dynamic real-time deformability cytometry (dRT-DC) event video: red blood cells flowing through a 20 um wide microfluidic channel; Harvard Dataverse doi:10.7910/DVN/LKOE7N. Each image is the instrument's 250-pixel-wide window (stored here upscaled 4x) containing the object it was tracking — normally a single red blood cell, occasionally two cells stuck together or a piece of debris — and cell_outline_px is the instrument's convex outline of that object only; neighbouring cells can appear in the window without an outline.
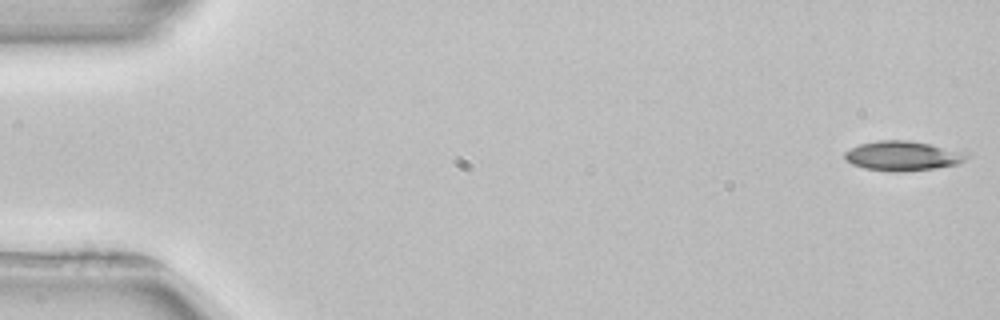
{"species": "common noctule bat (a hibernating species)", "species_latin": "Nyctalus noctula", "temperature_condition": "room temperature", "stored_images_in_passage": 52, "camera_frame_rate_fps": 3000, "um_per_image_px": 0.085, "animal": {"sex": "female", "body_mass_g": 22.7, "forearm_length_mm": 54.2}, "frame": {"image": 1, "passage_image": 1, "time_ms": 0.0, "image_size_px": [1000, 320], "cell_outline_px": [[972, 156], [956, 164], [936, 168], [900, 172], [864, 168], [852, 164], [844, 160], [844, 152], [860, 144], [880, 140], [908, 140], [968, 152]], "centroid_in_image_um": [76.74, 13.25], "position_along_channel_um": 8.3, "area_um2": 20.98}}
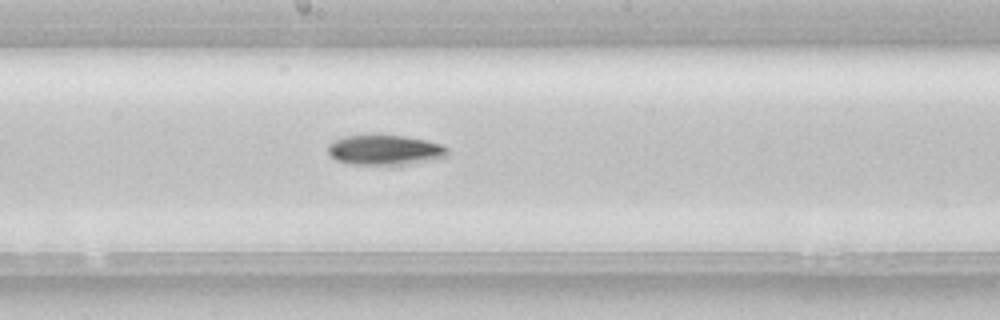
{"frame": {"image": 2, "passage_image": 28, "time_ms": 9.0, "image_size_px": [1000, 320], "cell_outline_px": [[448, 156], [432, 160], [412, 164], [348, 164], [336, 160], [328, 152], [328, 144], [344, 136], [404, 136], [424, 140], [440, 144], [448, 148]], "centroid_in_image_um": [32.73, 12.77], "position_along_channel_um": 215.5, "area_um2": 20.63}}
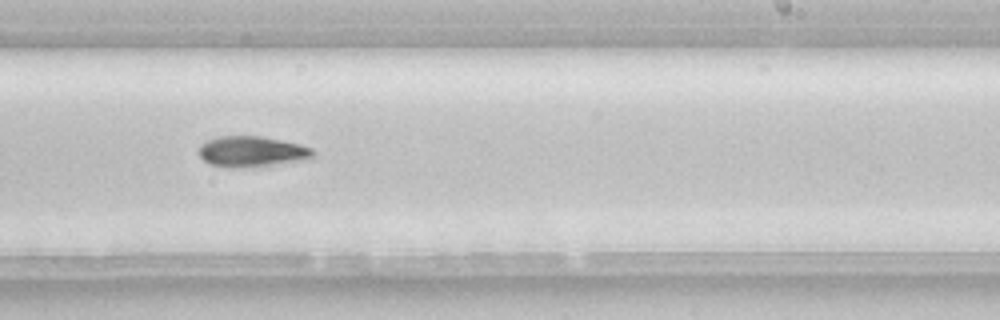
{"frame": {"image": 3, "passage_image": 32, "time_ms": 10.333, "image_size_px": [1000, 320], "cell_outline_px": [[316, 152], [308, 160], [244, 168], [228, 168], [208, 164], [196, 152], [200, 144], [208, 140], [220, 136], [260, 136], [300, 144], [312, 148]], "centroid_in_image_um": [21.38, 12.9], "position_along_channel_um": 267.6, "area_um2": 20.75}, "authors_computed_cell_mechanics": {"area_um2": 20.23, "velocity_mm_per_s": 3.931, "shape_relaxation_time_tau1_ms": 5.6557, "shape_relaxation_time_tau2_ms": null, "deformation_change_tau1": 0.1351, "deformation_change_tau2": null}}